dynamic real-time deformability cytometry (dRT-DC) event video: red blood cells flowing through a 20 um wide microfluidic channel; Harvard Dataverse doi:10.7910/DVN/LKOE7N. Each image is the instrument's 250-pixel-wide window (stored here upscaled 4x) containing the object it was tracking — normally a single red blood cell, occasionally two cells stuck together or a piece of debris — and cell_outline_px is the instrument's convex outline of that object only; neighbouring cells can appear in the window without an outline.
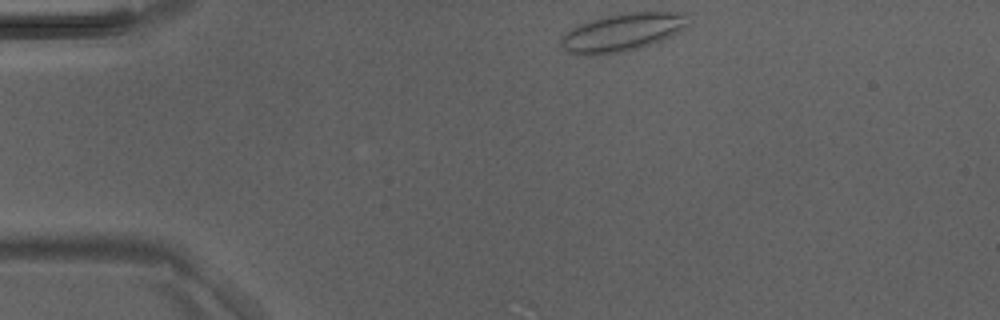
{"species": "Egyptian fruit bat (a non-hibernating species)", "species_latin": "Rousettus aegyptiacus", "temperature_condition": "room temperature", "stored_images_in_passage": 22, "camera_frame_rate_fps": 3000, "um_per_image_px": 0.085, "animal": {"sex": "male"}, "frame": {"image": 1, "passage_image": 1, "time_ms": 0.0, "image_size_px": [1000, 320], "cell_outline_px": [[688, 28], [672, 36], [652, 44], [620, 52], [596, 56], [584, 56], [560, 48], [560, 40], [572, 28], [580, 24], [608, 16], [628, 12], [688, 12]], "centroid_in_image_um": [52.96, 2.75], "position_along_channel_um": 32.0, "area_um2": 28.09}}
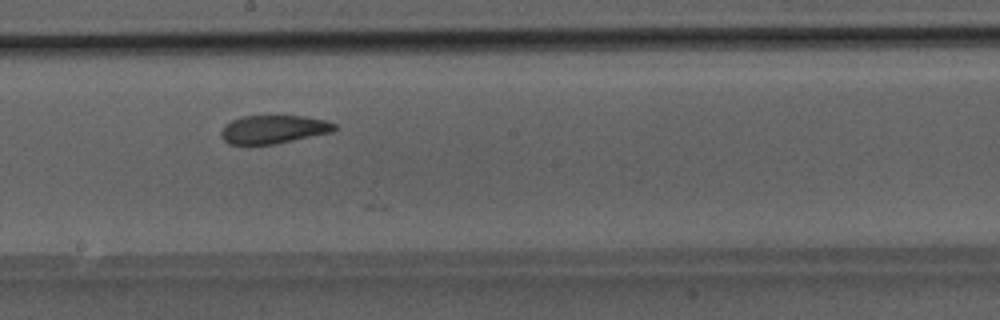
{"frame": {"image": 2, "passage_image": 18, "time_ms": 5.667, "image_size_px": [1000, 320], "cell_outline_px": [[340, 128], [332, 132], [276, 144], [248, 148], [228, 144], [220, 136], [220, 132], [232, 120], [240, 116], [304, 116], [324, 120], [336, 124]], "centroid_in_image_um": [23.21, 11.04], "position_along_channel_um": 225.0, "area_um2": 19.42}}